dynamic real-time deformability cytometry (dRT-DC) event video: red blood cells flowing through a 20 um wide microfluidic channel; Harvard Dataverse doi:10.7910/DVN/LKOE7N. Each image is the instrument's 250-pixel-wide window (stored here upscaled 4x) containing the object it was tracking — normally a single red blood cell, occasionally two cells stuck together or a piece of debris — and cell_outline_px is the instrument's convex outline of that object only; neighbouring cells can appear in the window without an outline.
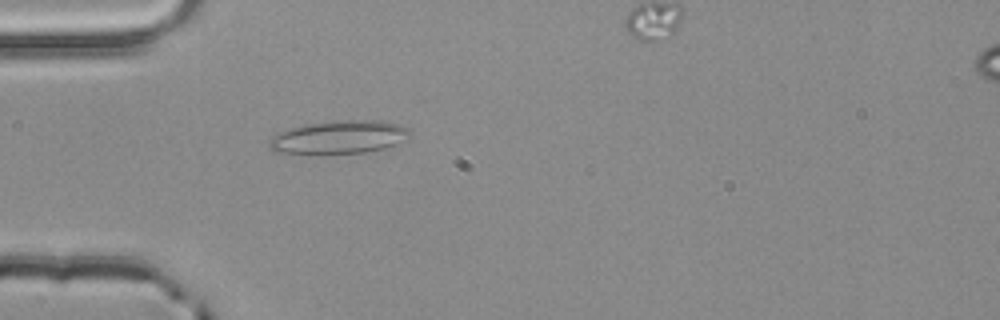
{"species": "common noctule bat (a hibernating species)", "species_latin": "Nyctalus noctula", "temperature_condition": "room temperature", "stored_images_in_passage": 2, "camera_frame_rate_fps": 3000, "um_per_image_px": 0.085, "animal": {"sex": "male", "body_mass_g": 20.4}, "frame": {"image": 1, "passage_image": 1, "time_ms": 0.0, "image_size_px": [1000, 320], "cell_outline_px": [[412, 136], [384, 148], [364, 152], [320, 156], [280, 152], [268, 148], [268, 140], [272, 136], [280, 132], [292, 128], [308, 124], [344, 120], [384, 120], [400, 124], [408, 128]], "centroid_in_image_um": [28.81, 11.69], "position_along_channel_um": 56.2, "area_um2": 27.69}}